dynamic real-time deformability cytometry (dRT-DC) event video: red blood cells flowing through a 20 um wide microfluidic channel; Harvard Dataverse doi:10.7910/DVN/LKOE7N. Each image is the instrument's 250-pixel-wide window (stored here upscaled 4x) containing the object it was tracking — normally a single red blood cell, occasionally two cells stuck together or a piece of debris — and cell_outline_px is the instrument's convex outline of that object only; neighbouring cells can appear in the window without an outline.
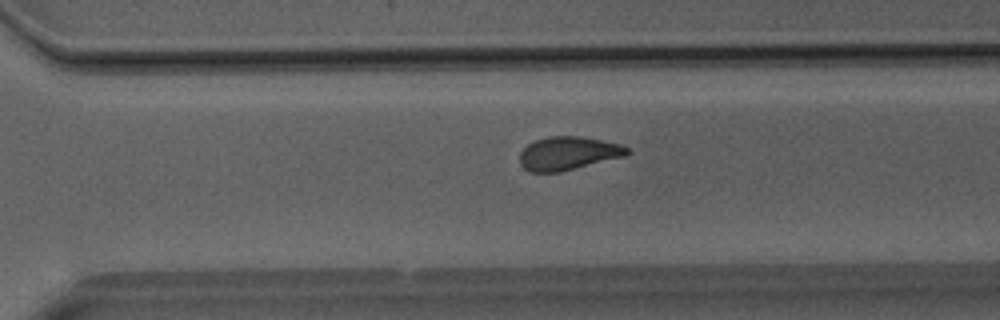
{"species": "Egyptian fruit bat (a non-hibernating species)", "species_latin": "Rousettus aegyptiacus", "temperature_condition": "room temperature", "stored_images_in_passage": 31, "camera_frame_rate_fps": 3000, "um_per_image_px": 0.085, "animal": {"sex": "male"}, "frame": {"image": 1, "passage_image": 19, "time_ms": 6.0, "image_size_px": [1000, 320], "cell_outline_px": [[632, 152], [624, 156], [560, 172], [532, 172], [524, 168], [520, 164], [520, 152], [528, 144], [536, 140], [548, 136], [580, 136], [620, 144], [628, 148]], "centroid_in_image_um": [48.28, 13.03], "position_along_channel_um": 322.3, "area_um2": 20.75}}
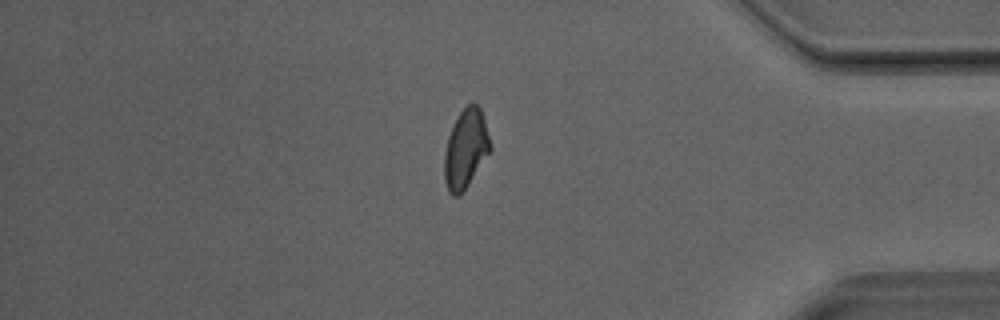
{"frame": {"image": 2, "passage_image": 25, "time_ms": 8.0, "image_size_px": [1000, 320], "cell_outline_px": [[492, 148], [460, 196], [452, 196], [448, 192], [444, 180], [444, 156], [448, 136], [460, 112], [472, 100], [476, 100], [480, 108], [492, 144]], "centroid_in_image_um": [39.58, 12.64], "position_along_channel_um": 395.6, "area_um2": 21.1}}
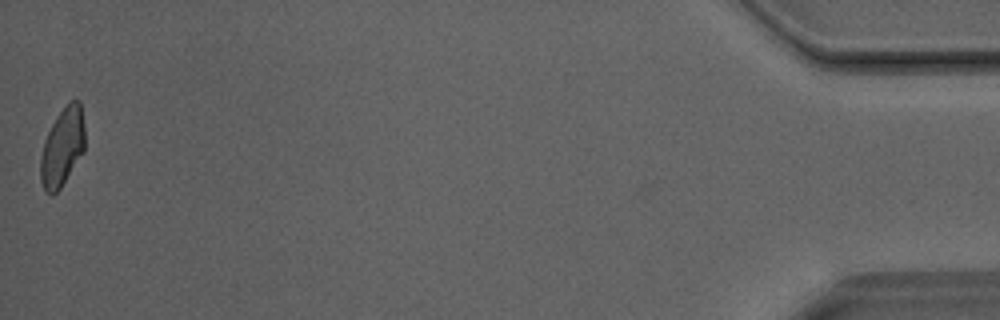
{"frame": {"image": 3, "passage_image": 31, "time_ms": 10.0, "image_size_px": [1000, 320], "cell_outline_px": [[84, 152], [60, 188], [52, 196], [44, 192], [40, 180], [40, 156], [44, 140], [56, 116], [68, 100], [80, 100], [84, 124]], "centroid_in_image_um": [5.29, 12.5], "position_along_channel_um": 429.9, "area_um2": 20.52}}